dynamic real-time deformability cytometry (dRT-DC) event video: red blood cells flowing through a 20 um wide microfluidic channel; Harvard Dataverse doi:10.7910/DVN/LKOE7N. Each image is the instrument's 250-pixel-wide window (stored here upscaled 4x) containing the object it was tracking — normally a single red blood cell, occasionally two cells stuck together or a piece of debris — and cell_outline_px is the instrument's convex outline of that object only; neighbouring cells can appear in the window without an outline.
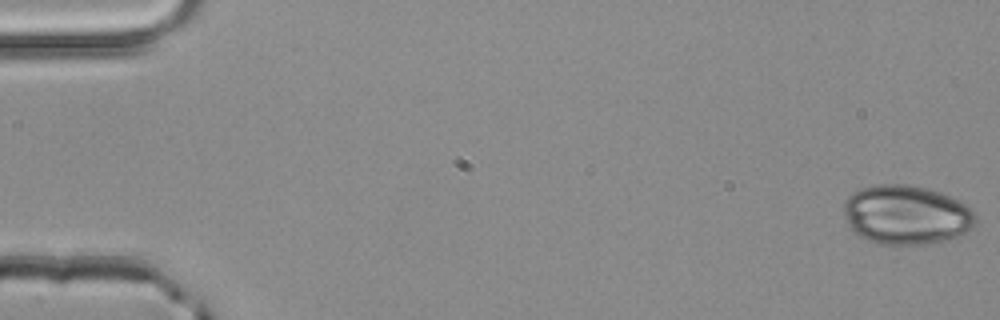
{"species": "common noctule bat (a hibernating species)", "species_latin": "Nyctalus noctula", "temperature_condition": "room temperature", "stored_images_in_passage": 52, "camera_frame_rate_fps": 3000, "um_per_image_px": 0.085, "animal": {"sex": "male", "body_mass_g": 20.4}, "frame": {"image": 1, "passage_image": 1, "time_ms": 0.0, "image_size_px": [1000, 320], "cell_outline_px": [[976, 224], [968, 232], [956, 236], [928, 244], [876, 244], [860, 236], [848, 224], [844, 212], [844, 200], [852, 192], [860, 188], [876, 184], [908, 184], [928, 188], [940, 192], [960, 200], [968, 204], [976, 216]], "centroid_in_image_um": [77.05, 18.24], "position_along_channel_um": 7.9, "area_um2": 45.84}}
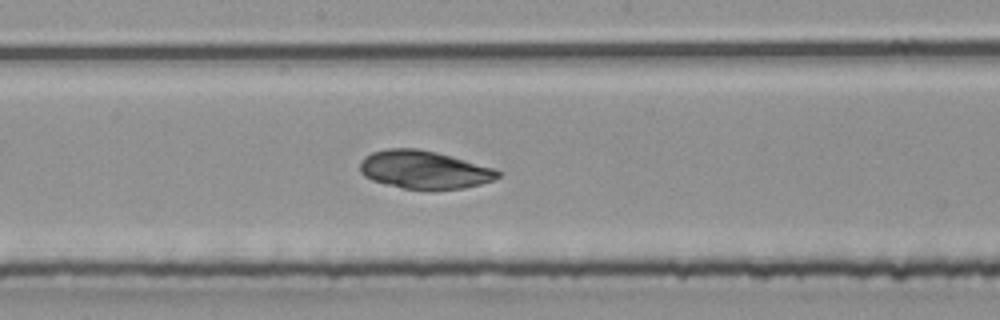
{"frame": {"image": 2, "passage_image": 28, "time_ms": 9.0, "image_size_px": [1000, 320], "cell_outline_px": [[500, 176], [492, 180], [480, 184], [460, 188], [432, 192], [404, 188], [372, 180], [364, 176], [360, 172], [360, 160], [364, 156], [372, 152], [388, 148], [420, 148], [452, 156], [496, 168], [500, 172]], "centroid_in_image_um": [36.05, 14.44], "position_along_channel_um": 212.1, "area_um2": 31.1}}
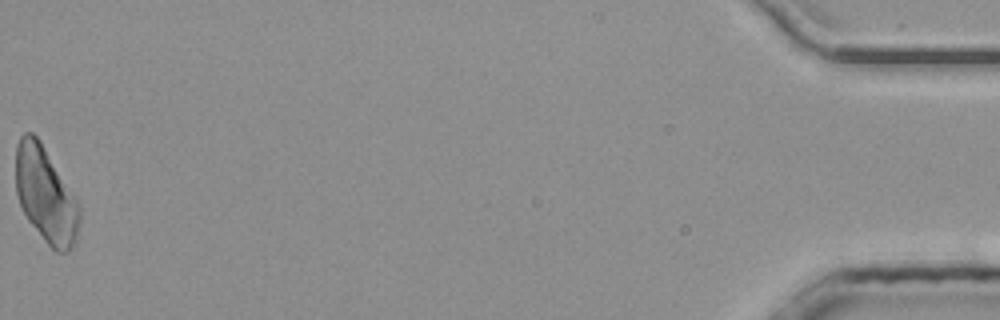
{"frame": {"image": 3, "passage_image": 52, "time_ms": 17.0, "image_size_px": [1000, 320], "cell_outline_px": [[80, 224], [76, 240], [72, 248], [68, 252], [56, 252], [44, 240], [28, 220], [20, 204], [16, 192], [16, 144], [20, 136], [24, 132], [32, 132], [40, 140], [80, 204]], "centroid_in_image_um": [3.89, 16.57], "position_along_channel_um": 431.3, "area_um2": 35.6}}